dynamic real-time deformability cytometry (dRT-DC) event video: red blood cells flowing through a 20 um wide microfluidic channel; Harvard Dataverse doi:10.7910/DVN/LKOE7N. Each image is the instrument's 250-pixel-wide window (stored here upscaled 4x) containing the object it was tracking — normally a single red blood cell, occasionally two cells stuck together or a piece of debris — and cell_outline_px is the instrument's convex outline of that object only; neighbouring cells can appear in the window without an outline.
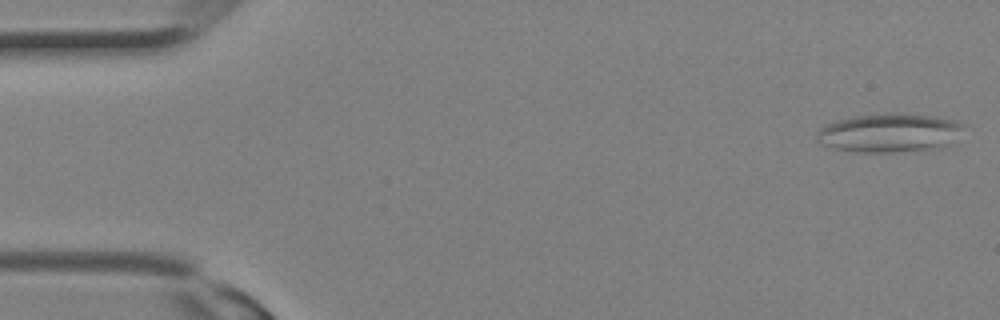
{"species": "Egyptian fruit bat (a non-hibernating species)", "species_latin": "Rousettus aegyptiacus", "temperature_condition": "room temperature", "stored_images_in_passage": 29, "camera_frame_rate_fps": 3000, "um_per_image_px": 0.085, "animal": {"sex": "female"}, "frame": {"image": 1, "passage_image": 1, "time_ms": 0.0, "image_size_px": [1000, 320], "cell_outline_px": [[964, 124], [944, 144], [936, 148], [892, 152], [852, 152], [820, 144], [816, 140], [816, 136], [820, 128], [828, 124], [852, 116], [884, 112], [892, 112], [932, 116], [956, 120]], "centroid_in_image_um": [75.47, 11.27], "position_along_channel_um": 9.5, "area_um2": 32.54}}
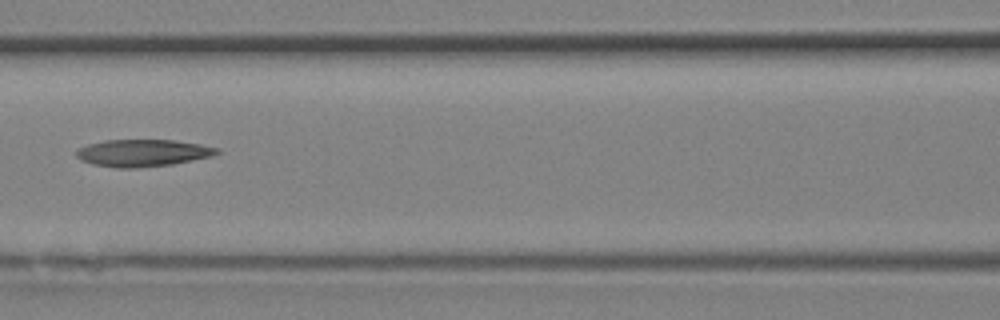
{"frame": {"image": 2, "passage_image": 13, "time_ms": 4.0, "image_size_px": [1000, 320], "cell_outline_px": [[220, 152], [212, 156], [172, 164], [136, 168], [116, 168], [92, 164], [76, 156], [76, 152], [80, 148], [88, 144], [104, 140], [176, 140], [200, 144], [220, 148]], "centroid_in_image_um": [12.16, 12.99], "position_along_channel_um": 154.4, "area_um2": 22.14}}
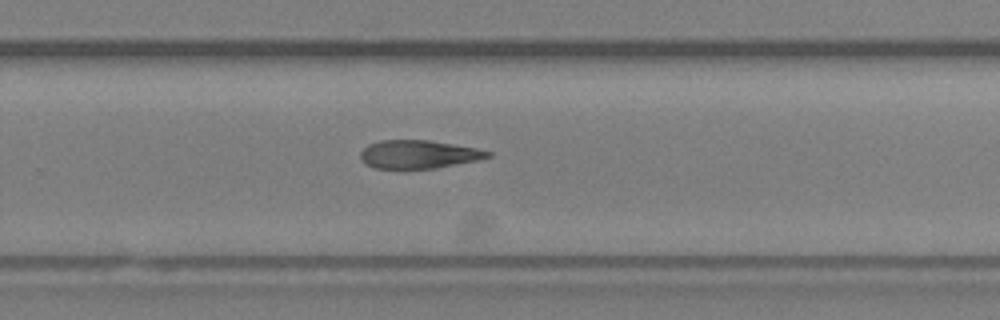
{"frame": {"image": 3, "passage_image": 19, "time_ms": 6.0, "image_size_px": [1000, 320], "cell_outline_px": [[492, 156], [476, 160], [436, 168], [376, 168], [364, 164], [360, 160], [360, 152], [368, 144], [380, 140], [428, 140], [476, 148], [492, 152]], "centroid_in_image_um": [35.54, 13.11], "position_along_channel_um": 294.3, "area_um2": 20.87}}